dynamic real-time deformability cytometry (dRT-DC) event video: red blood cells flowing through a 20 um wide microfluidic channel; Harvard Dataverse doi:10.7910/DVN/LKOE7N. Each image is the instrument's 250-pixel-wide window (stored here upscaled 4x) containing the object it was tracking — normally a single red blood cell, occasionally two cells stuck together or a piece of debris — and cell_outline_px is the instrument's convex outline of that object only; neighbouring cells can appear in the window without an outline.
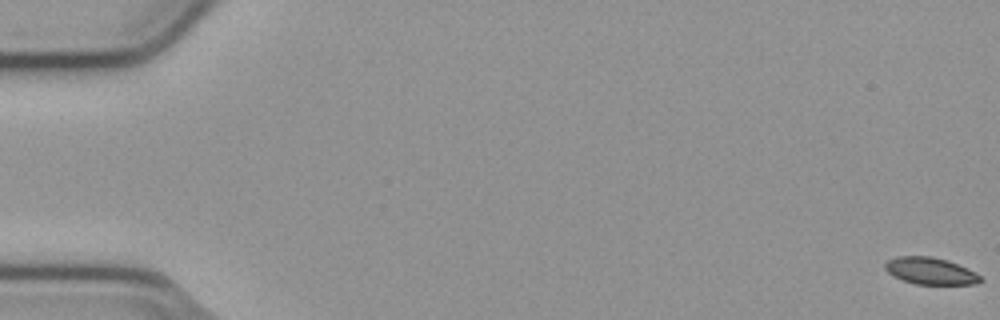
{"species": "common noctule bat (a hibernating species)", "species_latin": "Nyctalus noctula", "temperature_condition": "cold", "stored_images_in_passage": 53, "camera_frame_rate_fps": 3000, "um_per_image_px": 0.085, "animal": {"sex": "male", "body_mass_g": 23.1, "forearm_length_mm": 52.7}, "frame": {"image": 1, "passage_image": 1, "time_ms": 0.0, "image_size_px": [1000, 320], "cell_outline_px": [[984, 280], [976, 284], [916, 284], [904, 280], [888, 272], [884, 268], [884, 264], [888, 260], [896, 256], [932, 256], [948, 260], [976, 272]], "centroid_in_image_um": [79.11, 23.02], "position_along_channel_um": 5.9, "area_um2": 14.91}}
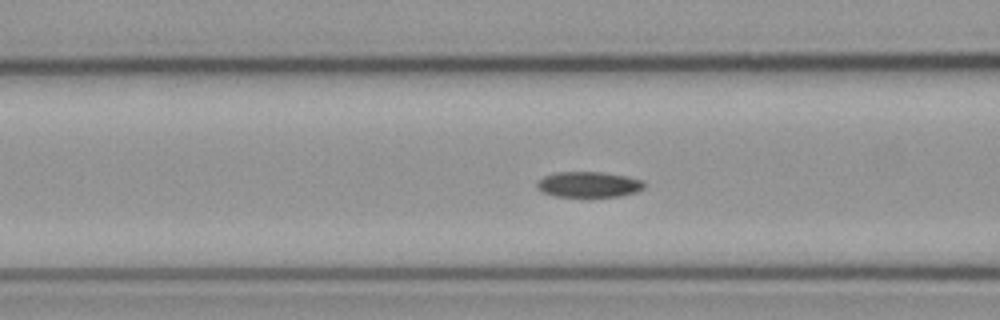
{"frame": {"image": 2, "passage_image": 23, "time_ms": 7.333, "image_size_px": [1000, 320], "cell_outline_px": [[644, 188], [636, 192], [620, 196], [588, 200], [552, 196], [540, 192], [536, 188], [536, 184], [544, 176], [556, 172], [600, 172], [624, 176], [644, 180]], "centroid_in_image_um": [50.0, 15.75], "position_along_channel_um": 116.6, "area_um2": 16.94}}
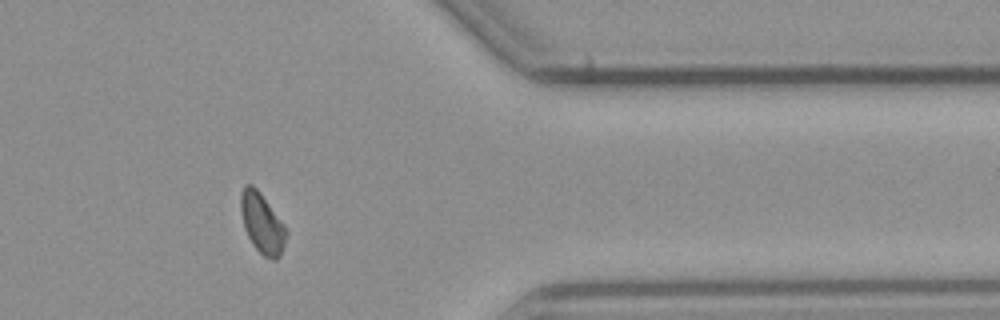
{"frame": {"image": 3, "passage_image": 46, "time_ms": 15.0, "image_size_px": [1000, 320], "cell_outline_px": [[288, 232], [280, 256], [276, 260], [272, 260], [264, 256], [252, 244], [244, 228], [240, 208], [240, 192], [248, 184], [252, 184], [260, 192], [280, 220]], "centroid_in_image_um": [22.26, 18.99], "position_along_channel_um": 389.1, "area_um2": 15.72}}